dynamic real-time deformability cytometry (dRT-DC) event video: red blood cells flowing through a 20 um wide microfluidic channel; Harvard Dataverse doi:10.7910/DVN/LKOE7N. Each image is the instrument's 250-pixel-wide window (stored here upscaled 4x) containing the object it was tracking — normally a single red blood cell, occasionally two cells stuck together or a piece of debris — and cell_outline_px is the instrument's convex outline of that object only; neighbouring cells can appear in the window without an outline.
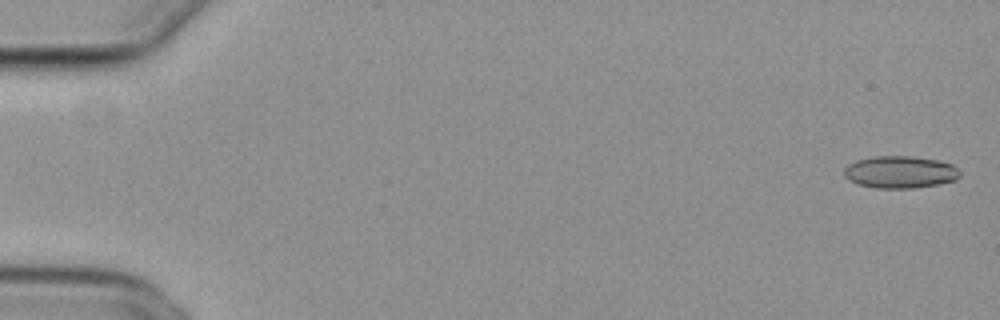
{"species": "common noctule bat (a hibernating species)", "species_latin": "Nyctalus noctula", "temperature_condition": "cold", "stored_images_in_passage": 3, "camera_frame_rate_fps": 3000, "um_per_image_px": 0.085, "animal": {"sex": "female", "body_mass_g": 29.2, "forearm_length_mm": 56.3}, "frame": {"image": 1, "passage_image": 1, "time_ms": 0.0, "image_size_px": [1000, 320], "cell_outline_px": [[960, 176], [956, 180], [936, 184], [912, 188], [876, 188], [860, 184], [844, 176], [844, 168], [848, 164], [856, 160], [872, 156], [912, 156], [936, 160], [952, 164], [960, 172]], "centroid_in_image_um": [76.51, 14.61], "position_along_channel_um": 8.5, "area_um2": 21.56}}